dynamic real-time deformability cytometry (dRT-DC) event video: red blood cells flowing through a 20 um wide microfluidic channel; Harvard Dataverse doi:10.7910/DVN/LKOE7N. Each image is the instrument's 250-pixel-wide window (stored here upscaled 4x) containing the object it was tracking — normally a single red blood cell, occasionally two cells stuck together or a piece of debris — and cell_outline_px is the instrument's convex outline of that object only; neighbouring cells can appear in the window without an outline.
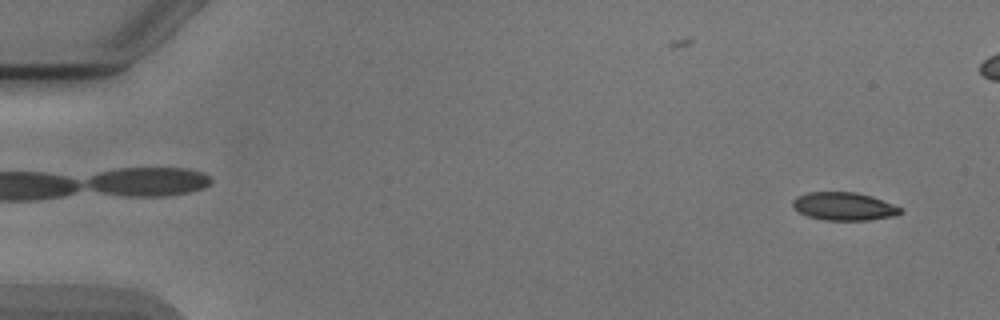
{"species": "Egyptian fruit bat (a non-hibernating species)", "species_latin": "Rousettus aegyptiacus", "temperature_condition": "cold", "stored_images_in_passage": 5, "camera_frame_rate_fps": 3000, "um_per_image_px": 0.085, "animal": {"sex": "male"}, "frame": {"image": 1, "passage_image": 5, "time_ms": 5.333, "image_size_px": [1000, 320], "cell_outline_px": [[904, 212], [896, 216], [868, 220], [824, 220], [808, 216], [792, 208], [792, 200], [796, 196], [808, 192], [856, 192], [872, 196], [892, 204], [900, 208]], "centroid_in_image_um": [71.72, 17.54], "position_along_channel_um": 13.3, "area_um2": 17.69}}